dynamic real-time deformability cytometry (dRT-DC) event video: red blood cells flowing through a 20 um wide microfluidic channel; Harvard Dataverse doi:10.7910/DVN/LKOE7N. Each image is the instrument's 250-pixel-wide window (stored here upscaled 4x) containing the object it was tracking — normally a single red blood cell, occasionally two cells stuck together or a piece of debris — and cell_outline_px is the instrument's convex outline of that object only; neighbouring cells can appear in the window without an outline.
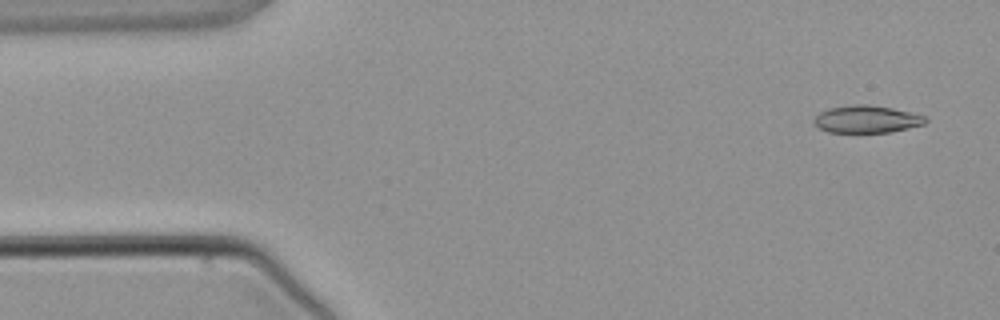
{"species": "common noctule bat (a hibernating species)", "species_latin": "Nyctalus noctula", "temperature_condition": "warm", "stored_images_in_passage": 4, "camera_frame_rate_fps": 3000, "um_per_image_px": 0.085, "animal": {"sex": "male", "body_mass_g": 21.5, "forearm_length_mm": 52.0}, "frame": {"image": 1, "passage_image": 1, "time_ms": 0.0, "image_size_px": [1000, 320], "cell_outline_px": [[928, 120], [924, 124], [892, 132], [828, 132], [820, 128], [812, 120], [820, 112], [828, 108], [856, 104], [868, 104], [892, 108], [924, 116]], "centroid_in_image_um": [73.65, 10.13], "position_along_channel_um": 11.3, "area_um2": 17.63}}
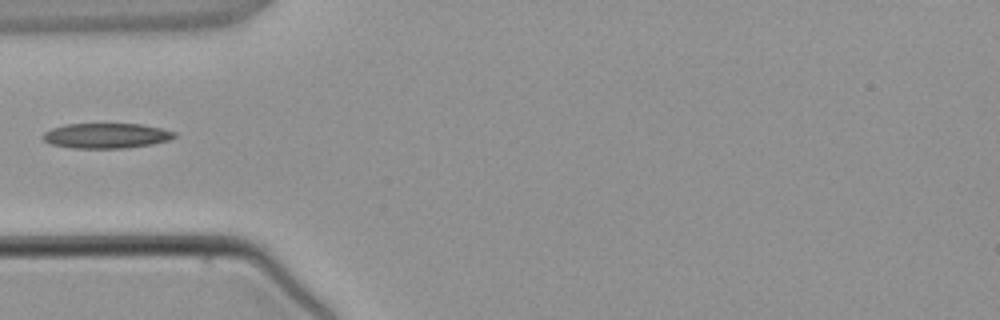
{"frame": {"image": 2, "passage_image": 4, "time_ms": 3.667, "image_size_px": [1000, 320], "cell_outline_px": [[176, 136], [168, 140], [152, 144], [124, 148], [72, 148], [52, 144], [44, 140], [44, 132], [52, 128], [64, 124], [140, 124], [160, 128], [176, 132]], "centroid_in_image_um": [9.04, 11.53], "position_along_channel_um": 76.0, "area_um2": 19.07}}